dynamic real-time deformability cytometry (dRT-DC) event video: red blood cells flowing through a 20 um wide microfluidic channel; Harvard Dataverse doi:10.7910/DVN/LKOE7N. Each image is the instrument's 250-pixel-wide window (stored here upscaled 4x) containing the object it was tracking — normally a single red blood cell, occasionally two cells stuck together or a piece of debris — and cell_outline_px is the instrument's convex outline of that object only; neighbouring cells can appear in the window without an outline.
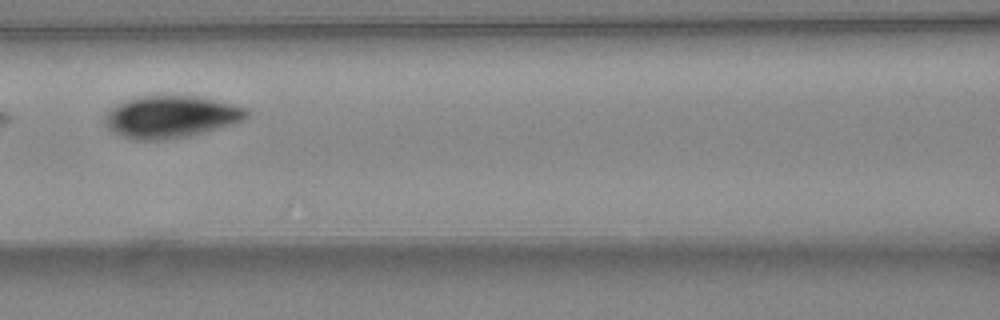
{"species": "common noctule bat (a hibernating species)", "species_latin": "Nyctalus noctula", "temperature_condition": "warm", "stored_images_in_passage": 5, "camera_frame_rate_fps": 3000, "um_per_image_px": 0.085, "animal": {"sex": "female", "body_mass_g": 24.6, "forearm_length_mm": 56.2}, "frame": {"image": 1, "passage_image": 4, "time_ms": 1.0, "image_size_px": [1000, 320], "cell_outline_px": [[248, 116], [244, 120], [200, 132], [184, 136], [160, 140], [132, 140], [112, 132], [108, 128], [104, 120], [108, 112], [116, 104], [140, 96], [160, 92], [196, 96], [232, 104], [244, 108], [248, 112]], "centroid_in_image_um": [14.46, 9.88], "position_along_channel_um": 152.1, "area_um2": 34.85}}